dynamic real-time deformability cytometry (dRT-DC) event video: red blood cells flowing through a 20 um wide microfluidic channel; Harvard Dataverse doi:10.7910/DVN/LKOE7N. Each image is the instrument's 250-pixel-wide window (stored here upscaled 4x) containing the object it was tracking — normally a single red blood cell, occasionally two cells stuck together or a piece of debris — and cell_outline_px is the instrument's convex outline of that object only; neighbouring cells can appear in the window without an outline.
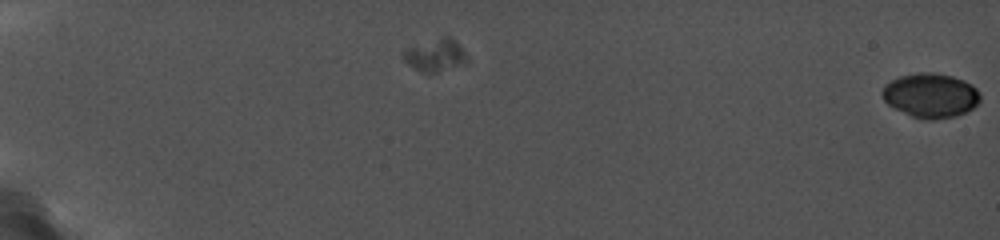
{"species": "common noctule bat (a hibernating species)", "species_latin": "Nyctalus noctula", "temperature_condition": "cold", "stored_images_in_passage": 24, "segment_of_instrument_passage": [2, 2], "camera_frame_rate_fps": 5000, "um_per_image_px": 0.085, "animal": {"sex": "female", "body_mass_g": 19.0, "forearm_length_mm": 56.7}, "frame": {"image": 1, "passage_image": 24, "time_ms": 3.8, "image_size_px": [1000, 240], "cell_outline_px": [[980, 100], [972, 108], [964, 112], [952, 116], [912, 116], [888, 104], [884, 100], [880, 92], [884, 84], [900, 76], [920, 72], [936, 72], [952, 76], [964, 80], [972, 84], [980, 92]], "centroid_in_image_um": [79.09, 8.04], "position_along_channel_um": 5.9, "area_um2": 24.62}}